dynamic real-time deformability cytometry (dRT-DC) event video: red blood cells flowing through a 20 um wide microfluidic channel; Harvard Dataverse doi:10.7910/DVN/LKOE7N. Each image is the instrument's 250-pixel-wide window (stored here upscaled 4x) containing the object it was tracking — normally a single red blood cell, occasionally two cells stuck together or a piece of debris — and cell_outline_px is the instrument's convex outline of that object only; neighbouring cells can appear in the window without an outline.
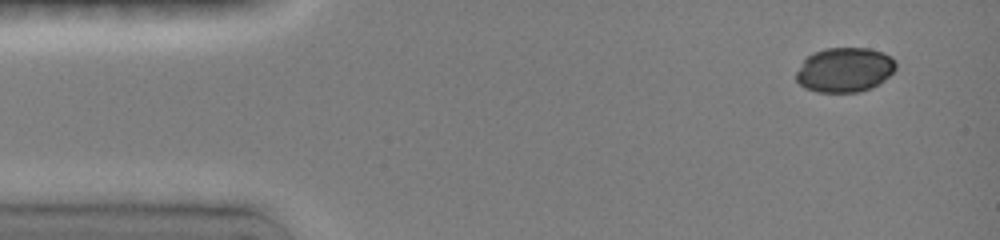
{"species": "common noctule bat (a hibernating species)", "species_latin": "Nyctalus noctula", "temperature_condition": "room temperature", "stored_images_in_passage": 6, "camera_frame_rate_fps": 3000, "um_per_image_px": 0.085, "animal": {"sex": "female", "body_mass_g": 19.0, "forearm_length_mm": 51.5}, "frame": {"image": 1, "passage_image": 2, "time_ms": 0.667, "image_size_px": [1000, 240], "cell_outline_px": [[896, 68], [884, 80], [872, 88], [860, 92], [816, 92], [804, 88], [796, 80], [796, 72], [804, 60], [812, 52], [824, 48], [868, 48], [884, 52], [892, 56], [896, 60]], "centroid_in_image_um": [71.8, 5.93], "position_along_channel_um": 13.2, "area_um2": 26.18}}
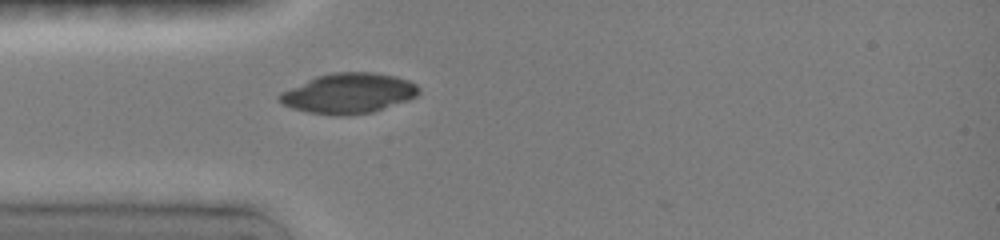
{"frame": {"image": 2, "passage_image": 6, "time_ms": 4.0, "image_size_px": [1000, 240], "cell_outline_px": [[420, 92], [416, 96], [408, 100], [372, 112], [348, 116], [332, 116], [308, 112], [292, 108], [284, 104], [276, 96], [280, 92], [316, 76], [336, 72], [372, 72], [396, 76], [408, 80], [416, 84], [420, 88]], "centroid_in_image_um": [29.63, 7.94], "position_along_channel_um": 55.4, "area_um2": 32.71}}